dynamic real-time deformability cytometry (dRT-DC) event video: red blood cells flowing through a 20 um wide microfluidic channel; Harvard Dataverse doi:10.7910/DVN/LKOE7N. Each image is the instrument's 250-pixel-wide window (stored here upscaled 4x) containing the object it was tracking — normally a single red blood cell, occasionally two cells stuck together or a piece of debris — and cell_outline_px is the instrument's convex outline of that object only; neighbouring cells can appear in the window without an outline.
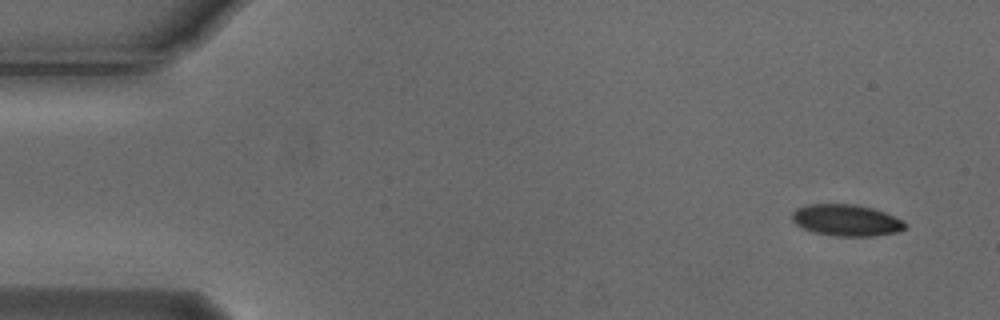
{"species": "Egyptian fruit bat (a non-hibernating species)", "species_latin": "Rousettus aegyptiacus", "temperature_condition": "cold", "stored_images_in_passage": 5, "camera_frame_rate_fps": 3000, "um_per_image_px": 0.085, "animal": {"sex": "male"}, "frame": {"image": 1, "passage_image": 1, "time_ms": 0.0, "image_size_px": [1000, 320], "cell_outline_px": [[904, 228], [896, 232], [872, 236], [836, 236], [816, 232], [804, 228], [796, 224], [792, 220], [792, 212], [796, 208], [808, 204], [856, 204], [872, 208], [884, 212], [900, 220], [904, 224]], "centroid_in_image_um": [71.88, 18.71], "position_along_channel_um": 13.1, "area_um2": 20.4}}
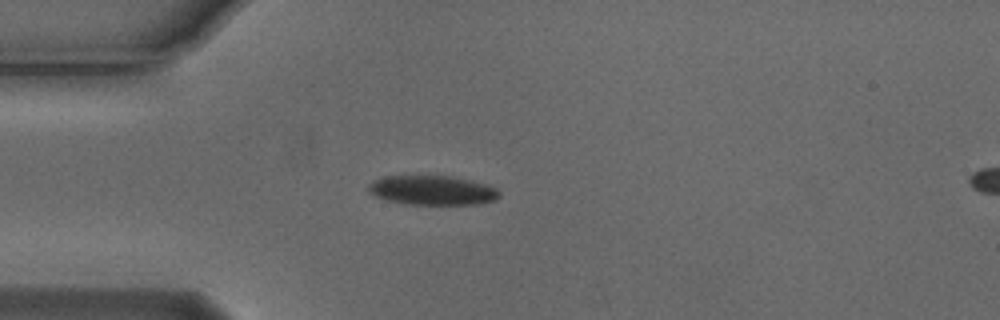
{"frame": {"image": 2, "passage_image": 4, "time_ms": 1.0, "image_size_px": [1000, 320], "cell_outline_px": [[500, 196], [496, 200], [480, 204], [404, 204], [384, 200], [372, 196], [368, 192], [368, 184], [372, 180], [384, 176], [452, 176], [488, 184], [496, 188], [500, 192]], "centroid_in_image_um": [36.72, 16.18], "position_along_channel_um": 48.3, "area_um2": 22.83}}